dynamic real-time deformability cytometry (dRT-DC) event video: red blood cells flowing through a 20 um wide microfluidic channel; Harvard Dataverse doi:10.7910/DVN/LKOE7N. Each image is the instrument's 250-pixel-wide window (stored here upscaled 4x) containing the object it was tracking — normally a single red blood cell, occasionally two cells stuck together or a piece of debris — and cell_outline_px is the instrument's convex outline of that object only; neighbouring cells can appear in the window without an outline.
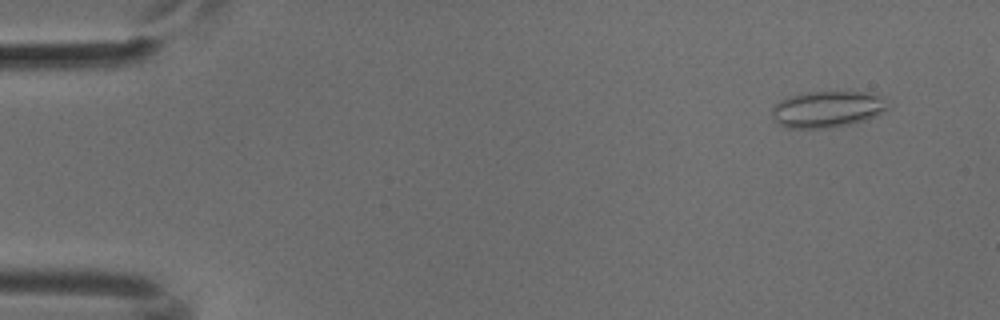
{"species": "common noctule bat (a hibernating species)", "species_latin": "Nyctalus noctula", "temperature_condition": "cold", "stored_images_in_passage": 51, "camera_frame_rate_fps": 3000, "um_per_image_px": 0.085, "animal": {"sex": "male", "body_mass_g": 18.8}, "frame": {"image": 1, "passage_image": 4, "time_ms": 1.0, "image_size_px": [1000, 320], "cell_outline_px": [[888, 108], [864, 120], [848, 124], [828, 128], [788, 128], [780, 124], [772, 116], [772, 108], [780, 100], [792, 96], [808, 92], [868, 92], [880, 96]], "centroid_in_image_um": [70.27, 9.28], "position_along_channel_um": 14.7, "area_um2": 23.99}}
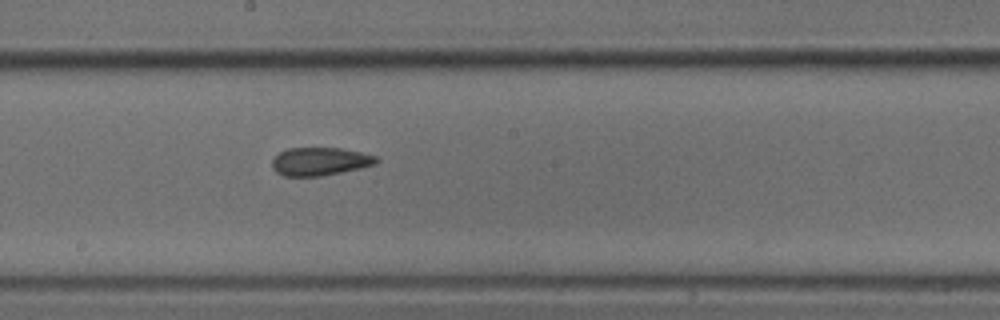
{"frame": {"image": 2, "passage_image": 28, "time_ms": 9.0, "image_size_px": [1000, 320], "cell_outline_px": [[380, 160], [376, 164], [360, 168], [320, 176], [284, 176], [276, 172], [272, 168], [272, 160], [280, 152], [288, 148], [340, 148], [360, 152], [376, 156]], "centroid_in_image_um": [27.19, 13.72], "position_along_channel_um": 221.0, "area_um2": 16.99}}
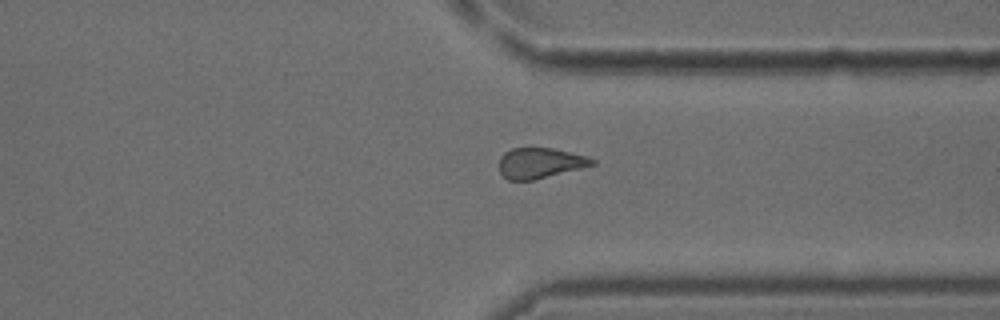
{"frame": {"image": 3, "passage_image": 39, "time_ms": 12.667, "image_size_px": [1000, 320], "cell_outline_px": [[596, 164], [532, 180], [508, 180], [500, 172], [500, 156], [504, 152], [512, 148], [552, 148], [588, 156], [596, 160]], "centroid_in_image_um": [45.9, 13.84], "position_along_channel_um": 365.5, "area_um2": 16.36}}